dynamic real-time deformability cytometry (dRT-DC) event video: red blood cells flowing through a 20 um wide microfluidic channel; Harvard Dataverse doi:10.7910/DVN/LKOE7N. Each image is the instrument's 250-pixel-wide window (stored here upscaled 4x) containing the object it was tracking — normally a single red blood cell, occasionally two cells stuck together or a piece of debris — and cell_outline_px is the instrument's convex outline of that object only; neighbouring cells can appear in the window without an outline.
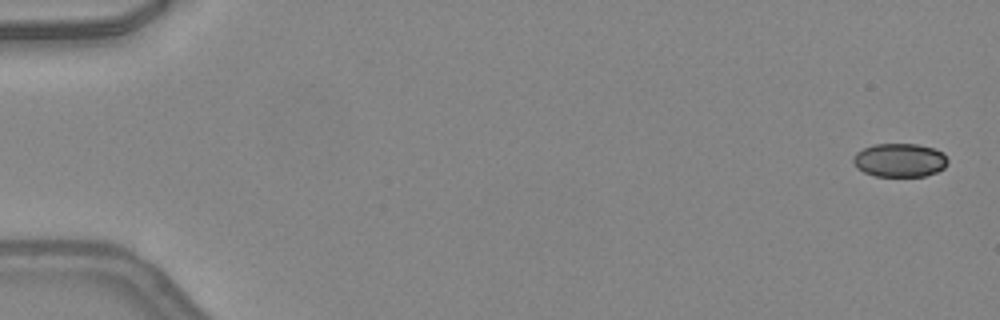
{"species": "common noctule bat (a hibernating species)", "species_latin": "Nyctalus noctula", "temperature_condition": "warm", "stored_images_in_passage": 11, "camera_frame_rate_fps": 3000, "um_per_image_px": 0.085, "animal": {"sex": "female", "body_mass_g": 24.6, "forearm_length_mm": 56.2}, "frame": {"image": 1, "passage_image": 1, "time_ms": 0.0, "image_size_px": [1000, 320], "cell_outline_px": [[948, 164], [944, 168], [936, 172], [924, 176], [876, 176], [864, 172], [856, 168], [852, 160], [852, 156], [856, 152], [872, 144], [916, 144], [932, 148], [944, 152], [948, 160]], "centroid_in_image_um": [76.46, 13.61], "position_along_channel_um": 8.5, "area_um2": 18.67}}